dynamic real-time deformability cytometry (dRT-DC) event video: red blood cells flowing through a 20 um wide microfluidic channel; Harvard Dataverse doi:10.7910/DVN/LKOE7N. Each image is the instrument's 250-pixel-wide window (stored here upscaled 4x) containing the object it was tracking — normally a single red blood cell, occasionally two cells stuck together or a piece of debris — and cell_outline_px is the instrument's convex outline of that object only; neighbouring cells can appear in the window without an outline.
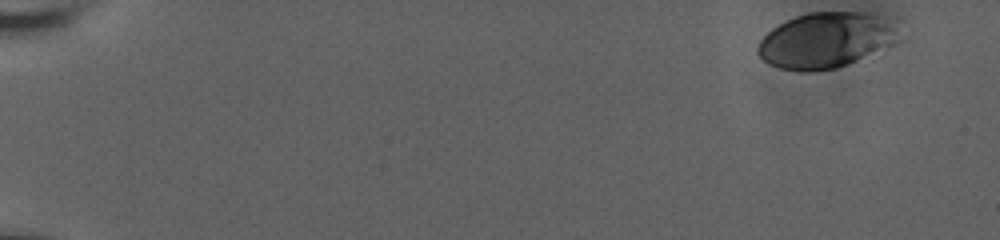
{"species": "human", "species_latin": "Homo sapiens", "temperature_condition": "room temperature", "stored_images_in_passage": 49, "camera_frame_rate_fps": 3000, "um_per_image_px": 0.085, "donor": {"sex": "male"}, "frame": {"image": 1, "passage_image": 1, "time_ms": 0.0, "image_size_px": [1000, 240], "cell_outline_px": [[904, 20], [896, 40], [892, 44], [848, 64], [836, 68], [808, 72], [804, 72], [780, 68], [768, 64], [756, 52], [756, 48], [760, 40], [772, 28], [796, 16], [808, 12], [880, 12], [896, 16]], "centroid_in_image_um": [70.34, 3.36], "position_along_channel_um": 14.7, "area_um2": 46.82}}
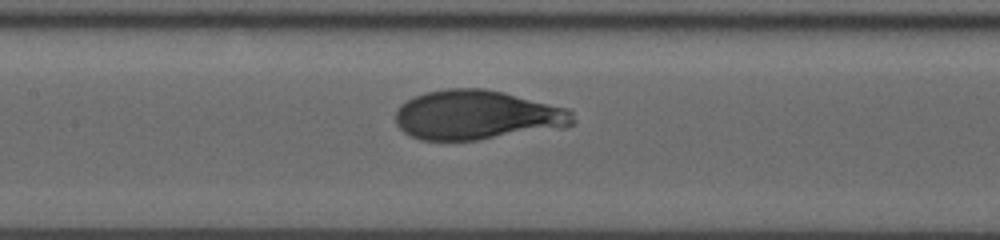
{"frame": {"image": 2, "passage_image": 28, "time_ms": 9.0, "image_size_px": [1000, 240], "cell_outline_px": [[576, 120], [572, 124], [564, 128], [476, 140], [420, 140], [404, 132], [396, 124], [396, 108], [400, 104], [424, 92], [448, 88], [484, 88], [504, 92], [568, 108], [572, 112]], "centroid_in_image_um": [40.57, 9.78], "position_along_channel_um": 166.8, "area_um2": 51.44}}
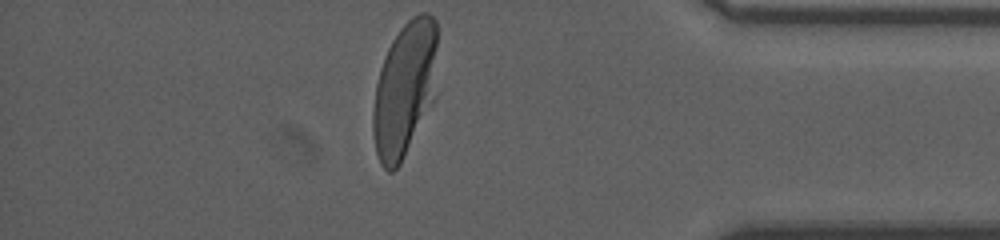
{"frame": {"image": 3, "passage_image": 49, "time_ms": 16.0, "image_size_px": [1000, 240], "cell_outline_px": [[436, 96], [432, 104], [400, 164], [392, 172], [388, 172], [380, 164], [376, 152], [372, 132], [372, 112], [376, 84], [380, 68], [388, 48], [392, 40], [400, 28], [412, 16], [420, 12], [428, 12], [436, 20]], "centroid_in_image_um": [34.39, 7.58], "position_along_channel_um": 400.8, "area_um2": 50.98}}